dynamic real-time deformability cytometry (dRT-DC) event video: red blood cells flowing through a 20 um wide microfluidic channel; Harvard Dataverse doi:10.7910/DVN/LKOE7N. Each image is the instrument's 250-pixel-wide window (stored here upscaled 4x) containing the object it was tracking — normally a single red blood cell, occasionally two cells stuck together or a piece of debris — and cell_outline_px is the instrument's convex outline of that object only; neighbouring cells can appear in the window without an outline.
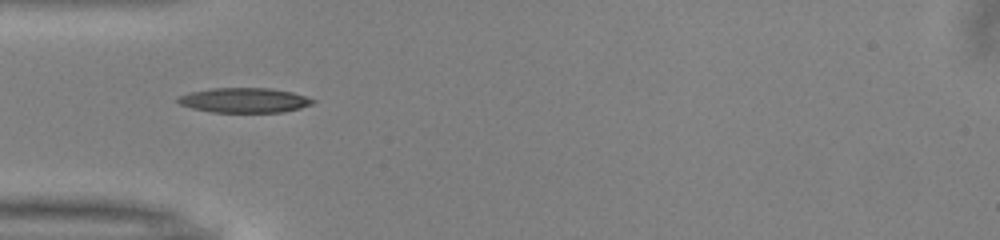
{"species": "common noctule bat (a hibernating species)", "species_latin": "Nyctalus noctula", "temperature_condition": "warm", "stored_images_in_passage": 36, "camera_frame_rate_fps": 3000, "um_per_image_px": 0.085, "animal": {"sex": "male", "body_mass_g": 13.0, "forearm_length_mm": 53.1}, "frame": {"image": 1, "passage_image": 1, "time_ms": 0.0, "image_size_px": [1000, 240], "cell_outline_px": [[316, 100], [312, 104], [300, 108], [284, 112], [212, 112], [192, 108], [180, 104], [176, 100], [176, 96], [192, 92], [212, 88], [272, 88], [292, 92]], "centroid_in_image_um": [20.76, 8.52], "position_along_channel_um": 64.2, "area_um2": 19.48}}
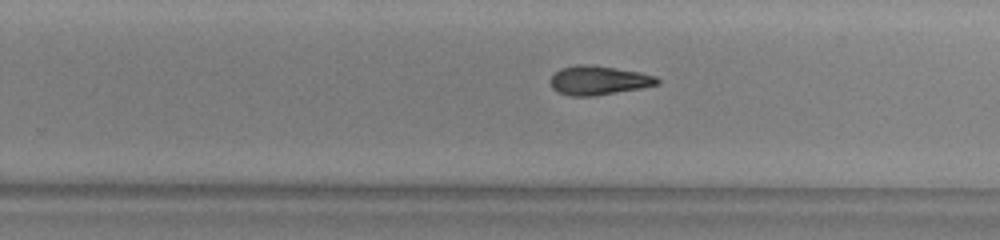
{"frame": {"image": 2, "passage_image": 17, "time_ms": 5.333, "image_size_px": [1000, 240], "cell_outline_px": [[660, 84], [640, 88], [592, 96], [568, 96], [556, 92], [552, 88], [552, 76], [560, 68], [576, 64], [592, 64], [640, 72], [656, 76], [660, 80]], "centroid_in_image_um": [50.88, 6.82], "position_along_channel_um": 278.9, "area_um2": 18.15}}
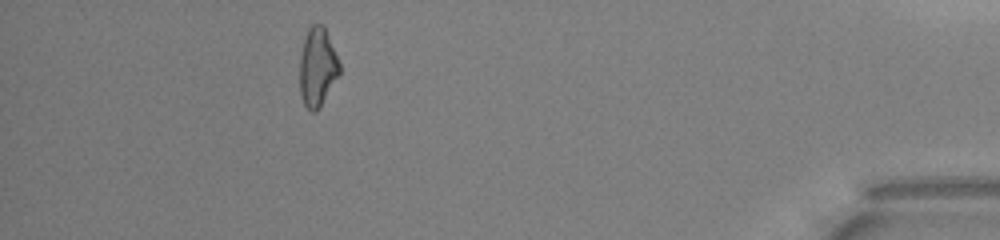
{"frame": {"image": 3, "passage_image": 31, "time_ms": 10.0, "image_size_px": [1000, 240], "cell_outline_px": [[340, 72], [316, 112], [312, 112], [304, 104], [300, 96], [300, 56], [304, 40], [308, 28], [312, 24], [324, 24], [340, 64]], "centroid_in_image_um": [26.97, 5.67], "position_along_channel_um": 408.2, "area_um2": 18.03}, "authors_computed_cell_mechanics": {"area_um2": 18.3804, "velocity_mm_per_s": 4.0356, "shape_relaxation_time_tau1_ms": 4.836, "shape_relaxation_time_tau2_ms": 6.4082, "deformation_change_tau1": 0.145, "deformation_change_tau2": 0.1738}}